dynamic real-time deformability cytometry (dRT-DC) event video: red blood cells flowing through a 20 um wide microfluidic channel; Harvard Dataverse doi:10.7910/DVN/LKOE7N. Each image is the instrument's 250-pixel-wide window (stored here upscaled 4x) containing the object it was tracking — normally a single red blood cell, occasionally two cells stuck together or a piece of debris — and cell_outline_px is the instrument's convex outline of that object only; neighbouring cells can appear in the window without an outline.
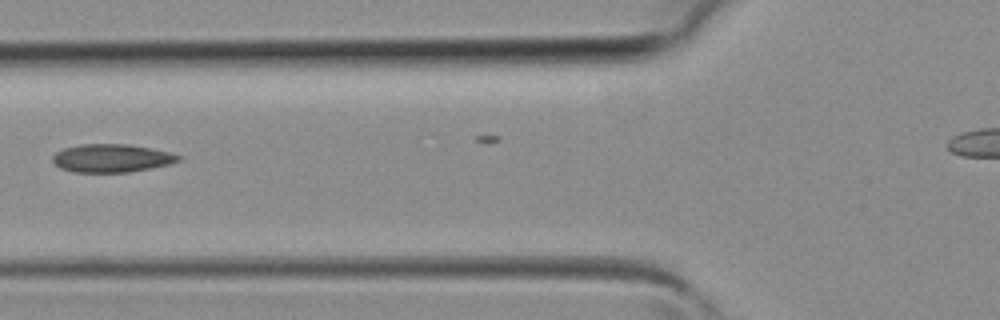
{"species": "common noctule bat (a hibernating species)", "species_latin": "Nyctalus noctula", "temperature_condition": "room temperature", "stored_images_in_passage": 18, "camera_frame_rate_fps": 3000, "um_per_image_px": 0.085, "animal": {"sex": "female", "body_mass_g": 19.3, "forearm_length_mm": 54.1}, "frame": {"image": 1, "passage_image": 3, "time_ms": 0.667, "image_size_px": [1000, 320], "cell_outline_px": [[184, 156], [180, 160], [168, 164], [152, 168], [128, 172], [72, 172], [60, 168], [52, 160], [52, 156], [56, 152], [64, 148], [84, 144], [128, 144], [168, 152]], "centroid_in_image_um": [9.48, 13.45], "position_along_channel_um": 116.3, "area_um2": 20.52}}
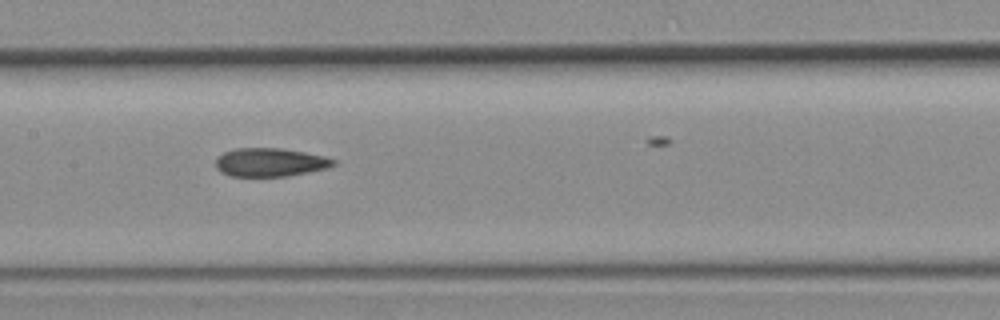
{"frame": {"image": 2, "passage_image": 7, "time_ms": 2.0, "image_size_px": [1000, 320], "cell_outline_px": [[336, 164], [328, 168], [288, 176], [232, 176], [220, 172], [216, 168], [216, 156], [224, 152], [236, 148], [280, 148], [304, 152], [324, 156], [336, 160]], "centroid_in_image_um": [22.95, 13.79], "position_along_channel_um": 184.5, "area_um2": 19.59}}
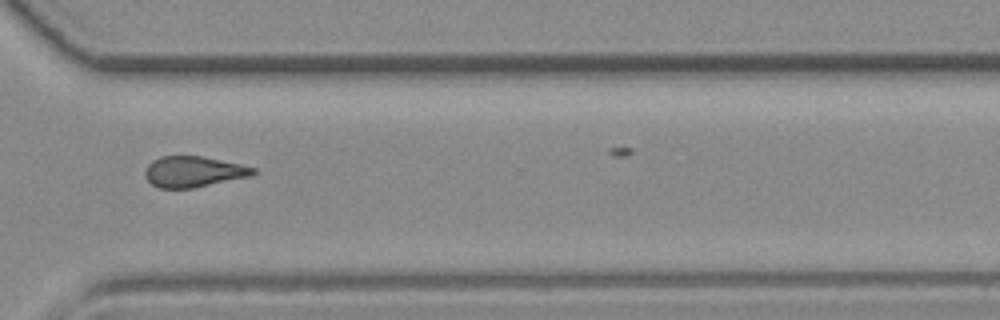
{"frame": {"image": 3, "passage_image": 17, "time_ms": 5.333, "image_size_px": [1000, 320], "cell_outline_px": [[256, 172], [252, 176], [192, 188], [160, 188], [152, 184], [148, 180], [144, 172], [148, 164], [152, 160], [160, 156], [200, 156], [240, 164], [256, 168]], "centroid_in_image_um": [16.44, 14.59], "position_along_channel_um": 354.2, "area_um2": 19.31}}